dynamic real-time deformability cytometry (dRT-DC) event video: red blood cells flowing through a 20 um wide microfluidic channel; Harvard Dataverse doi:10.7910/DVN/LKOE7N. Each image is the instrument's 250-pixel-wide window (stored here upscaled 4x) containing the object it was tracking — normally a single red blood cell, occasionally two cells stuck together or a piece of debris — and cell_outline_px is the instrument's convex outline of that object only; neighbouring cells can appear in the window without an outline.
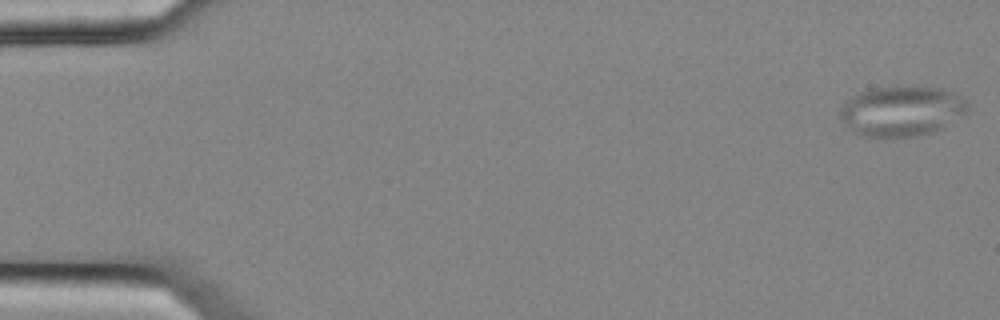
{"species": "common noctule bat (a hibernating species)", "species_latin": "Nyctalus noctula", "temperature_condition": "cold", "stored_images_in_passage": 13, "camera_frame_rate_fps": 3000, "um_per_image_px": 0.085, "animal": {"sex": "female", "body_mass_g": 25.1}, "frame": {"image": 1, "passage_image": 1, "time_ms": 0.0, "image_size_px": [1000, 320], "cell_outline_px": [[968, 108], [964, 116], [944, 128], [920, 136], [860, 136], [852, 132], [840, 120], [840, 108], [844, 100], [868, 88], [892, 84], [940, 88], [960, 96], [968, 104]], "centroid_in_image_um": [76.61, 9.41], "position_along_channel_um": 8.4, "area_um2": 38.26}}